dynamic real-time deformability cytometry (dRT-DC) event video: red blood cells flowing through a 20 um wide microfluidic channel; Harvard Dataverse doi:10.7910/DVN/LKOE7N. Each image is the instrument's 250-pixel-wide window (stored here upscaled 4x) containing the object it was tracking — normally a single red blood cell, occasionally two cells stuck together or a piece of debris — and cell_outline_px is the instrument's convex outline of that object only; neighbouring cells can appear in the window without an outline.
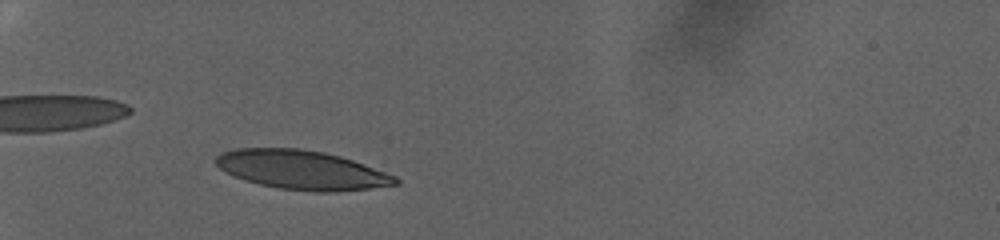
{"species": "human", "species_latin": "Homo sapiens", "temperature_condition": "warm", "stored_images_in_passage": 62, "camera_frame_rate_fps": 3000, "um_per_image_px": 0.085, "donor": {"sex": "female"}, "frame": {"image": 1, "passage_image": 12, "time_ms": 3.667, "image_size_px": [1000, 240], "cell_outline_px": [[400, 184], [336, 192], [312, 192], [276, 188], [244, 180], [224, 172], [212, 160], [220, 152], [236, 148], [300, 148], [324, 152], [340, 156], [364, 164], [396, 176], [400, 180]], "centroid_in_image_um": [25.62, 14.44], "position_along_channel_um": 59.4, "area_um2": 41.21}}
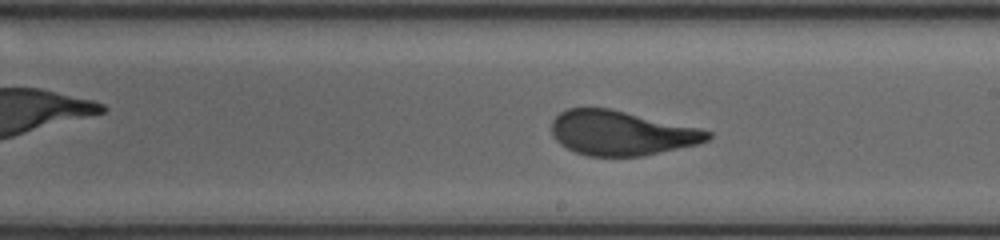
{"frame": {"image": 2, "passage_image": 35, "time_ms": 11.333, "image_size_px": [1000, 240], "cell_outline_px": [[712, 136], [708, 140], [696, 144], [644, 156], [588, 156], [576, 152], [560, 144], [552, 136], [552, 120], [560, 112], [568, 108], [612, 108], [700, 128], [712, 132]], "centroid_in_image_um": [52.81, 11.3], "position_along_channel_um": 236.2, "area_um2": 40.63}}
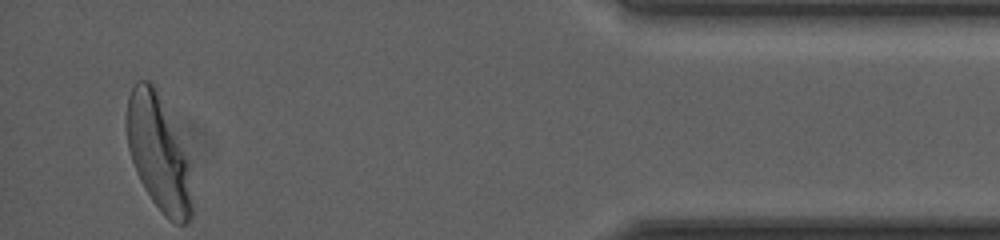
{"frame": {"image": 3, "passage_image": 61, "time_ms": 20.0, "image_size_px": [1000, 240], "cell_outline_px": [[192, 216], [184, 224], [176, 224], [168, 220], [164, 216], [152, 200], [144, 188], [136, 172], [128, 148], [124, 120], [128, 96], [136, 80], [148, 80], [156, 88], [188, 160], [192, 200]], "centroid_in_image_um": [13.42, 13.01], "position_along_channel_um": 421.8, "area_um2": 43.7}, "authors_computed_cell_mechanics": {"area_um2": 41.327, "velocity_mm_per_s": 2.6779, "shape_relaxation_time_tau1_ms": 6.0413, "shape_relaxation_time_tau2_ms": null, "deformation_change_tau1": 0.2117, "deformation_change_tau2": null}}